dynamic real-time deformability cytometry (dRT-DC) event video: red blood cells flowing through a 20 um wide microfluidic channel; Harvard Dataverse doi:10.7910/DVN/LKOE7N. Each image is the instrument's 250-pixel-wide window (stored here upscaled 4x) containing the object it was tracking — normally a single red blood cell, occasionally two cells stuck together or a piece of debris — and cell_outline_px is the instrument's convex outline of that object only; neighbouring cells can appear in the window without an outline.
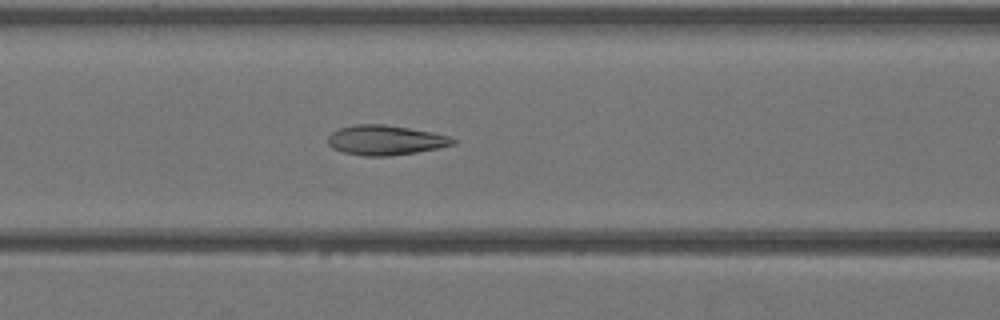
{"species": "Egyptian fruit bat (a non-hibernating species)", "species_latin": "Rousettus aegyptiacus", "temperature_condition": "warm", "stored_images_in_passage": 41, "camera_frame_rate_fps": 3000, "um_per_image_px": 0.085, "animal": {"sex": "female"}, "frame": {"image": 1, "passage_image": 17, "time_ms": 5.333, "image_size_px": [1000, 320], "cell_outline_px": [[456, 144], [416, 152], [388, 156], [364, 156], [344, 152], [332, 148], [328, 144], [328, 136], [332, 132], [340, 128], [352, 124], [384, 124], [432, 132], [448, 136], [456, 140]], "centroid_in_image_um": [32.73, 11.91], "position_along_channel_um": 133.9, "area_um2": 21.62}}
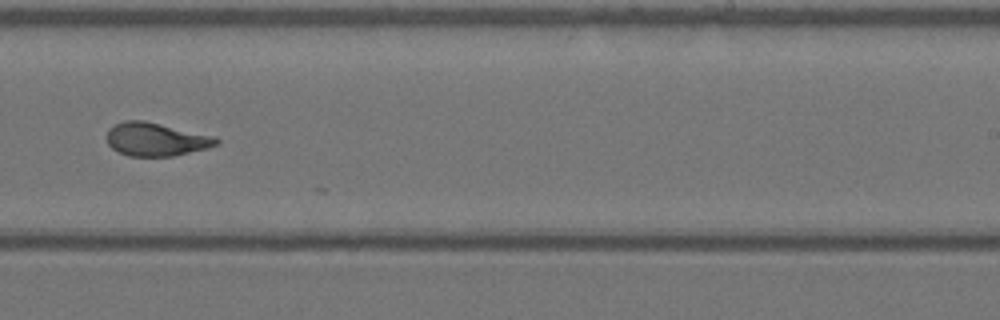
{"frame": {"image": 2, "passage_image": 26, "time_ms": 8.333, "image_size_px": [1000, 320], "cell_outline_px": [[220, 144], [208, 148], [172, 156], [128, 156], [112, 148], [108, 144], [108, 128], [124, 120], [144, 120], [216, 136], [220, 140]], "centroid_in_image_um": [13.3, 11.84], "position_along_channel_um": 275.7, "area_um2": 21.33}}
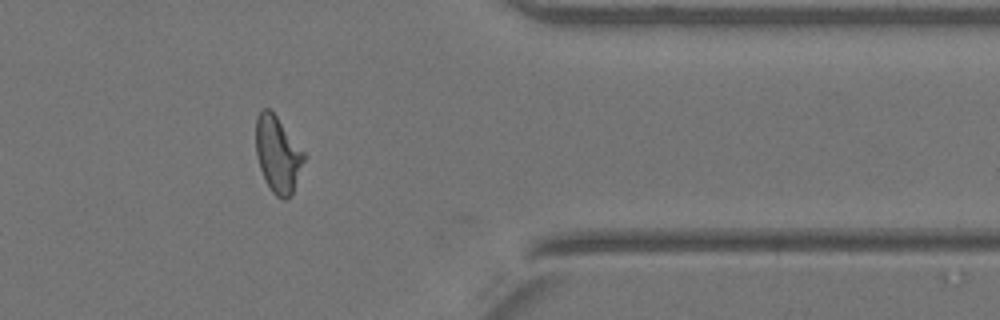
{"frame": {"image": 3, "passage_image": 34, "time_ms": 11.0, "image_size_px": [1000, 320], "cell_outline_px": [[304, 160], [292, 196], [288, 200], [280, 200], [272, 192], [260, 168], [256, 156], [256, 116], [264, 108], [268, 108], [276, 116], [304, 152]], "centroid_in_image_um": [23.6, 13.16], "position_along_channel_um": 387.8, "area_um2": 21.15}}